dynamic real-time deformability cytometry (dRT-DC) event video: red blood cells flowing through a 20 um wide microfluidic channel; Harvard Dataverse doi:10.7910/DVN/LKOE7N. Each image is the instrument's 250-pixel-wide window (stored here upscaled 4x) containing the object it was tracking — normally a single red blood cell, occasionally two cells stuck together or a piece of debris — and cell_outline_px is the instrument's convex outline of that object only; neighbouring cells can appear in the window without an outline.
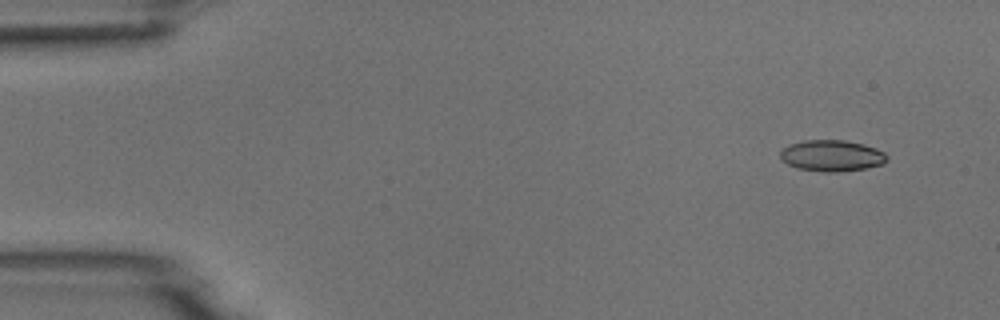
{"species": "common noctule bat (a hibernating species)", "species_latin": "Nyctalus noctula", "temperature_condition": "room temperature", "stored_images_in_passage": 5, "camera_frame_rate_fps": 3000, "um_per_image_px": 0.085, "animal": {"sex": "male", "body_mass_g": 18.8}, "frame": {"image": 1, "passage_image": 2, "time_ms": 1.0, "image_size_px": [1000, 320], "cell_outline_px": [[888, 160], [884, 164], [864, 168], [840, 172], [824, 172], [796, 168], [788, 164], [780, 156], [780, 152], [788, 144], [804, 140], [844, 140], [864, 144], [876, 148], [884, 152], [888, 156]], "centroid_in_image_um": [70.73, 13.23], "position_along_channel_um": 14.3, "area_um2": 19.54}}
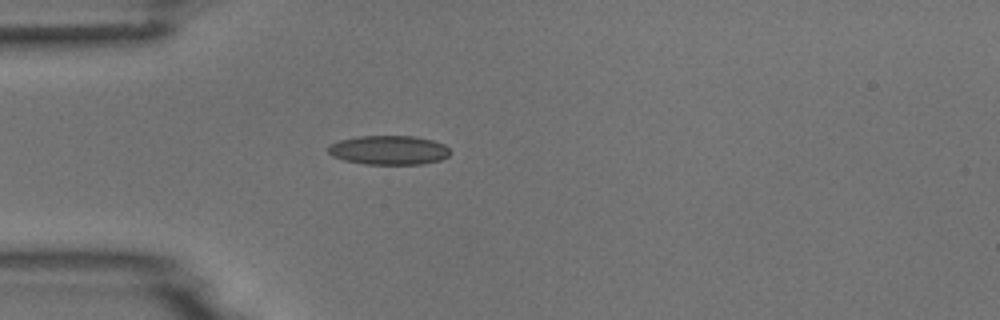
{"frame": {"image": 2, "passage_image": 5, "time_ms": 4.667, "image_size_px": [1000, 320], "cell_outline_px": [[452, 152], [448, 156], [440, 160], [424, 164], [364, 164], [344, 160], [332, 156], [328, 152], [328, 148], [332, 144], [340, 140], [360, 136], [416, 136], [432, 140], [444, 144]], "centroid_in_image_um": [33.08, 12.76], "position_along_channel_um": 51.9, "area_um2": 20.75}}